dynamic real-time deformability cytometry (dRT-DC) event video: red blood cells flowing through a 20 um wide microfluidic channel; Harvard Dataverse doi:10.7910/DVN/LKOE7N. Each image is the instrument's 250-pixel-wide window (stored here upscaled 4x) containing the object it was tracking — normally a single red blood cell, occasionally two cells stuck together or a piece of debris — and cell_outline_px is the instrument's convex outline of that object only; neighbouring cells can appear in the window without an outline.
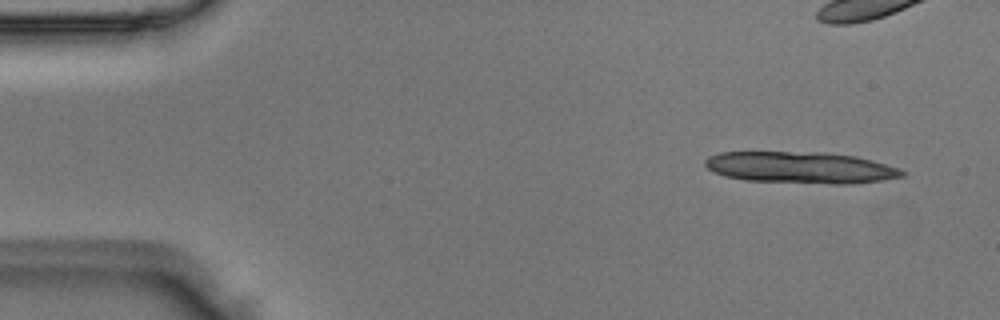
{"species": "Egyptian fruit bat (a non-hibernating species)", "species_latin": "Rousettus aegyptiacus", "temperature_condition": "room temperature", "stored_images_in_passage": 5, "camera_frame_rate_fps": 3000, "um_per_image_px": 0.085, "animal": {"sex": "male"}, "frame": {"image": 1, "passage_image": 1, "time_ms": 0.0, "image_size_px": [1000, 320], "cell_outline_px": [[908, 172], [904, 176], [880, 180], [852, 184], [836, 184], [744, 180], [724, 176], [708, 168], [704, 164], [704, 160], [708, 156], [720, 152], [828, 152], [856, 156], [872, 160], [900, 168]], "centroid_in_image_um": [68.07, 14.23], "position_along_channel_um": 16.9, "area_um2": 36.41}}